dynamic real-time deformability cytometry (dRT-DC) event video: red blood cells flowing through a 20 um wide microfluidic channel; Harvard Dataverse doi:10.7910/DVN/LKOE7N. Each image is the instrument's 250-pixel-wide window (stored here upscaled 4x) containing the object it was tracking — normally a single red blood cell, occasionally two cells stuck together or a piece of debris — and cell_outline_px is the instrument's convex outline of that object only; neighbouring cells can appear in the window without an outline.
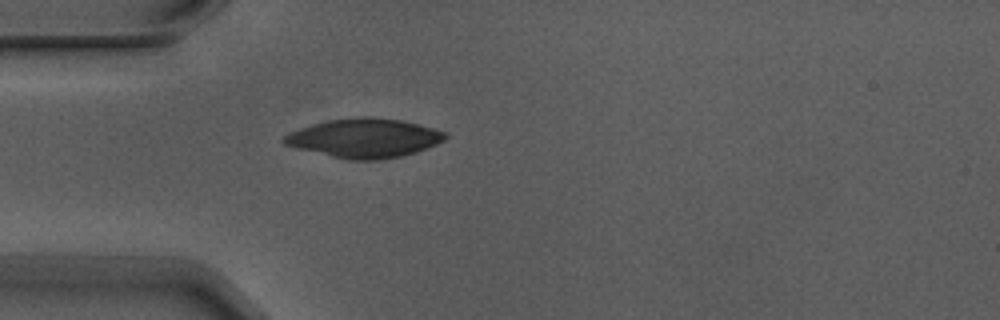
{"species": "Egyptian fruit bat (a non-hibernating species)", "species_latin": "Rousettus aegyptiacus", "temperature_condition": "warm", "stored_images_in_passage": 1, "camera_frame_rate_fps": 3000, "um_per_image_px": 0.085, "animal": {"sex": "male"}, "frame": {"image": 1, "passage_image": 1, "time_ms": 0.0, "image_size_px": [1000, 320], "cell_outline_px": [[448, 136], [444, 140], [436, 144], [416, 152], [400, 156], [376, 160], [348, 160], [284, 144], [280, 140], [284, 136], [300, 128], [328, 120], [360, 116], [400, 120], [448, 132]], "centroid_in_image_um": [30.99, 11.74], "position_along_channel_um": 54.0, "area_um2": 36.13}}